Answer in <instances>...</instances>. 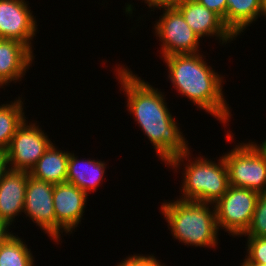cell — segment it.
I'll return each instance as SVG.
<instances>
[{
    "label": "cell",
    "mask_w": 266,
    "mask_h": 266,
    "mask_svg": "<svg viewBox=\"0 0 266 266\" xmlns=\"http://www.w3.org/2000/svg\"><path fill=\"white\" fill-rule=\"evenodd\" d=\"M168 229L185 246L216 248L219 228L212 203L164 200L160 209Z\"/></svg>",
    "instance_id": "3"
},
{
    "label": "cell",
    "mask_w": 266,
    "mask_h": 266,
    "mask_svg": "<svg viewBox=\"0 0 266 266\" xmlns=\"http://www.w3.org/2000/svg\"><path fill=\"white\" fill-rule=\"evenodd\" d=\"M176 8L200 39L215 37L221 45L236 40L237 37L224 24L223 19L196 0H181Z\"/></svg>",
    "instance_id": "12"
},
{
    "label": "cell",
    "mask_w": 266,
    "mask_h": 266,
    "mask_svg": "<svg viewBox=\"0 0 266 266\" xmlns=\"http://www.w3.org/2000/svg\"><path fill=\"white\" fill-rule=\"evenodd\" d=\"M28 244L16 234L0 247V266H35V258Z\"/></svg>",
    "instance_id": "19"
},
{
    "label": "cell",
    "mask_w": 266,
    "mask_h": 266,
    "mask_svg": "<svg viewBox=\"0 0 266 266\" xmlns=\"http://www.w3.org/2000/svg\"><path fill=\"white\" fill-rule=\"evenodd\" d=\"M54 184L30 176L24 200L23 213L36 223L43 233L56 242V217L53 206Z\"/></svg>",
    "instance_id": "9"
},
{
    "label": "cell",
    "mask_w": 266,
    "mask_h": 266,
    "mask_svg": "<svg viewBox=\"0 0 266 266\" xmlns=\"http://www.w3.org/2000/svg\"><path fill=\"white\" fill-rule=\"evenodd\" d=\"M163 14L155 21L153 29L159 39L162 57L175 54H195L200 51V38L186 23L176 7L162 8Z\"/></svg>",
    "instance_id": "7"
},
{
    "label": "cell",
    "mask_w": 266,
    "mask_h": 266,
    "mask_svg": "<svg viewBox=\"0 0 266 266\" xmlns=\"http://www.w3.org/2000/svg\"><path fill=\"white\" fill-rule=\"evenodd\" d=\"M260 15L266 18V0H261V11Z\"/></svg>",
    "instance_id": "28"
},
{
    "label": "cell",
    "mask_w": 266,
    "mask_h": 266,
    "mask_svg": "<svg viewBox=\"0 0 266 266\" xmlns=\"http://www.w3.org/2000/svg\"><path fill=\"white\" fill-rule=\"evenodd\" d=\"M246 246L242 263L266 264V237H247Z\"/></svg>",
    "instance_id": "21"
},
{
    "label": "cell",
    "mask_w": 266,
    "mask_h": 266,
    "mask_svg": "<svg viewBox=\"0 0 266 266\" xmlns=\"http://www.w3.org/2000/svg\"><path fill=\"white\" fill-rule=\"evenodd\" d=\"M223 158L228 169L229 185L266 193V158L252 140L237 143Z\"/></svg>",
    "instance_id": "5"
},
{
    "label": "cell",
    "mask_w": 266,
    "mask_h": 266,
    "mask_svg": "<svg viewBox=\"0 0 266 266\" xmlns=\"http://www.w3.org/2000/svg\"><path fill=\"white\" fill-rule=\"evenodd\" d=\"M9 170L8 161L5 152H0V182L5 173Z\"/></svg>",
    "instance_id": "26"
},
{
    "label": "cell",
    "mask_w": 266,
    "mask_h": 266,
    "mask_svg": "<svg viewBox=\"0 0 266 266\" xmlns=\"http://www.w3.org/2000/svg\"><path fill=\"white\" fill-rule=\"evenodd\" d=\"M261 0H227L225 25L238 37L260 16Z\"/></svg>",
    "instance_id": "17"
},
{
    "label": "cell",
    "mask_w": 266,
    "mask_h": 266,
    "mask_svg": "<svg viewBox=\"0 0 266 266\" xmlns=\"http://www.w3.org/2000/svg\"><path fill=\"white\" fill-rule=\"evenodd\" d=\"M69 154L52 143L30 170V176L54 185L66 182Z\"/></svg>",
    "instance_id": "16"
},
{
    "label": "cell",
    "mask_w": 266,
    "mask_h": 266,
    "mask_svg": "<svg viewBox=\"0 0 266 266\" xmlns=\"http://www.w3.org/2000/svg\"><path fill=\"white\" fill-rule=\"evenodd\" d=\"M28 172L9 169L0 182V219L9 226L22 215Z\"/></svg>",
    "instance_id": "14"
},
{
    "label": "cell",
    "mask_w": 266,
    "mask_h": 266,
    "mask_svg": "<svg viewBox=\"0 0 266 266\" xmlns=\"http://www.w3.org/2000/svg\"><path fill=\"white\" fill-rule=\"evenodd\" d=\"M201 5L218 14L225 24V15L227 12V0H196Z\"/></svg>",
    "instance_id": "23"
},
{
    "label": "cell",
    "mask_w": 266,
    "mask_h": 266,
    "mask_svg": "<svg viewBox=\"0 0 266 266\" xmlns=\"http://www.w3.org/2000/svg\"><path fill=\"white\" fill-rule=\"evenodd\" d=\"M123 260L117 263V265L115 264V266H166L155 258L154 253L151 255L134 253L133 255H128Z\"/></svg>",
    "instance_id": "22"
},
{
    "label": "cell",
    "mask_w": 266,
    "mask_h": 266,
    "mask_svg": "<svg viewBox=\"0 0 266 266\" xmlns=\"http://www.w3.org/2000/svg\"><path fill=\"white\" fill-rule=\"evenodd\" d=\"M33 51L13 39H0V88L22 81L34 62ZM4 86V87H3Z\"/></svg>",
    "instance_id": "13"
},
{
    "label": "cell",
    "mask_w": 266,
    "mask_h": 266,
    "mask_svg": "<svg viewBox=\"0 0 266 266\" xmlns=\"http://www.w3.org/2000/svg\"><path fill=\"white\" fill-rule=\"evenodd\" d=\"M206 56L199 52L195 54H175L160 57L168 69V78L177 93L188 98L197 106V110L203 109L219 122L227 127L231 119L229 104L226 102L223 92L225 81L205 61ZM164 58V59H163ZM225 98V99H224Z\"/></svg>",
    "instance_id": "2"
},
{
    "label": "cell",
    "mask_w": 266,
    "mask_h": 266,
    "mask_svg": "<svg viewBox=\"0 0 266 266\" xmlns=\"http://www.w3.org/2000/svg\"><path fill=\"white\" fill-rule=\"evenodd\" d=\"M254 145L259 149V151L264 155V157L266 158V139L262 140L260 144H258L257 142H254Z\"/></svg>",
    "instance_id": "27"
},
{
    "label": "cell",
    "mask_w": 266,
    "mask_h": 266,
    "mask_svg": "<svg viewBox=\"0 0 266 266\" xmlns=\"http://www.w3.org/2000/svg\"><path fill=\"white\" fill-rule=\"evenodd\" d=\"M79 159L70 152L67 166L66 182L71 183L85 192L88 196L91 192H96L100 183L104 180L107 162L92 158L86 160Z\"/></svg>",
    "instance_id": "15"
},
{
    "label": "cell",
    "mask_w": 266,
    "mask_h": 266,
    "mask_svg": "<svg viewBox=\"0 0 266 266\" xmlns=\"http://www.w3.org/2000/svg\"><path fill=\"white\" fill-rule=\"evenodd\" d=\"M245 266H266V264L261 263H243Z\"/></svg>",
    "instance_id": "29"
},
{
    "label": "cell",
    "mask_w": 266,
    "mask_h": 266,
    "mask_svg": "<svg viewBox=\"0 0 266 266\" xmlns=\"http://www.w3.org/2000/svg\"><path fill=\"white\" fill-rule=\"evenodd\" d=\"M143 1L151 9L150 11L154 12L155 8L161 10L162 8L176 7L181 0H142V3Z\"/></svg>",
    "instance_id": "24"
},
{
    "label": "cell",
    "mask_w": 266,
    "mask_h": 266,
    "mask_svg": "<svg viewBox=\"0 0 266 266\" xmlns=\"http://www.w3.org/2000/svg\"><path fill=\"white\" fill-rule=\"evenodd\" d=\"M259 193L229 185L226 193L213 205L217 225L228 235L241 237L248 229L254 215Z\"/></svg>",
    "instance_id": "6"
},
{
    "label": "cell",
    "mask_w": 266,
    "mask_h": 266,
    "mask_svg": "<svg viewBox=\"0 0 266 266\" xmlns=\"http://www.w3.org/2000/svg\"><path fill=\"white\" fill-rule=\"evenodd\" d=\"M114 73L120 84V91L126 95V109L153 144L159 160L166 165L172 158L191 150L177 120L169 112L166 95L128 66L119 64Z\"/></svg>",
    "instance_id": "1"
},
{
    "label": "cell",
    "mask_w": 266,
    "mask_h": 266,
    "mask_svg": "<svg viewBox=\"0 0 266 266\" xmlns=\"http://www.w3.org/2000/svg\"><path fill=\"white\" fill-rule=\"evenodd\" d=\"M32 121L24 120L5 151L9 169L30 172L53 143L47 133Z\"/></svg>",
    "instance_id": "8"
},
{
    "label": "cell",
    "mask_w": 266,
    "mask_h": 266,
    "mask_svg": "<svg viewBox=\"0 0 266 266\" xmlns=\"http://www.w3.org/2000/svg\"><path fill=\"white\" fill-rule=\"evenodd\" d=\"M190 151L177 155L166 164L176 172L182 165L184 166L182 168L184 170L181 171L182 193L178 200L214 204L229 187L228 169L223 155L215 162L216 160L213 161L202 155L193 158Z\"/></svg>",
    "instance_id": "4"
},
{
    "label": "cell",
    "mask_w": 266,
    "mask_h": 266,
    "mask_svg": "<svg viewBox=\"0 0 266 266\" xmlns=\"http://www.w3.org/2000/svg\"><path fill=\"white\" fill-rule=\"evenodd\" d=\"M22 98L18 96L13 102L0 105V152L7 150L17 128L27 119Z\"/></svg>",
    "instance_id": "18"
},
{
    "label": "cell",
    "mask_w": 266,
    "mask_h": 266,
    "mask_svg": "<svg viewBox=\"0 0 266 266\" xmlns=\"http://www.w3.org/2000/svg\"><path fill=\"white\" fill-rule=\"evenodd\" d=\"M25 0H0V39H13L26 44L33 52L37 19Z\"/></svg>",
    "instance_id": "11"
},
{
    "label": "cell",
    "mask_w": 266,
    "mask_h": 266,
    "mask_svg": "<svg viewBox=\"0 0 266 266\" xmlns=\"http://www.w3.org/2000/svg\"><path fill=\"white\" fill-rule=\"evenodd\" d=\"M10 227L11 226H9L5 221L0 219V247L10 236L13 235V232H10Z\"/></svg>",
    "instance_id": "25"
},
{
    "label": "cell",
    "mask_w": 266,
    "mask_h": 266,
    "mask_svg": "<svg viewBox=\"0 0 266 266\" xmlns=\"http://www.w3.org/2000/svg\"><path fill=\"white\" fill-rule=\"evenodd\" d=\"M88 195L75 185L63 182L55 184L53 206L56 217V244L62 240L61 234L73 233L81 224ZM61 238V239H60Z\"/></svg>",
    "instance_id": "10"
},
{
    "label": "cell",
    "mask_w": 266,
    "mask_h": 266,
    "mask_svg": "<svg viewBox=\"0 0 266 266\" xmlns=\"http://www.w3.org/2000/svg\"><path fill=\"white\" fill-rule=\"evenodd\" d=\"M243 236L266 237V193L259 194L251 223Z\"/></svg>",
    "instance_id": "20"
}]
</instances>
